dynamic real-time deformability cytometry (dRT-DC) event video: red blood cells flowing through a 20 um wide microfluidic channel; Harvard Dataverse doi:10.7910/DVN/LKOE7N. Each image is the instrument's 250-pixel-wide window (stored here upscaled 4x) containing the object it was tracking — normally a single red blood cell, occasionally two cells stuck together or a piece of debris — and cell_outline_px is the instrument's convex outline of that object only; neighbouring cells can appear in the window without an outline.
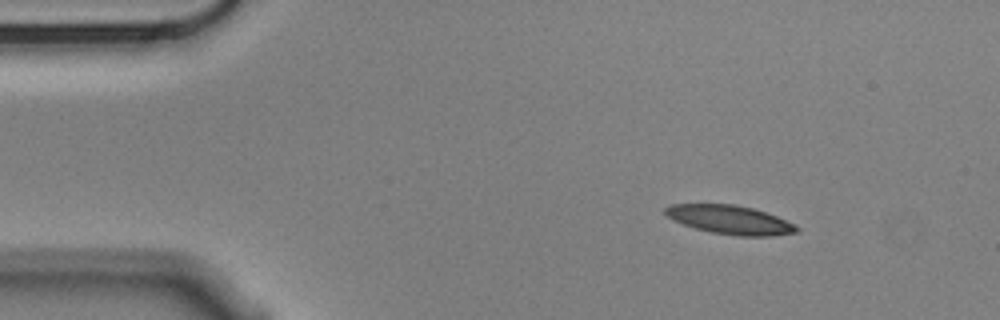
{"species": "Egyptian fruit bat (a non-hibernating species)", "species_latin": "Rousettus aegyptiacus", "temperature_condition": "cold", "stored_images_in_passage": 51, "camera_frame_rate_fps": 3000, "um_per_image_px": 0.085, "animal": {"sex": "male"}, "frame": {"image": 1, "passage_image": 1, "time_ms": 0.0, "image_size_px": [1000, 320], "cell_outline_px": [[800, 228], [796, 232], [772, 236], [740, 236], [712, 232], [696, 228], [672, 220], [664, 212], [664, 208], [672, 204], [736, 204], [752, 208], [776, 216], [796, 224]], "centroid_in_image_um": [62.06, 18.67], "position_along_channel_um": 22.9, "area_um2": 21.91}}
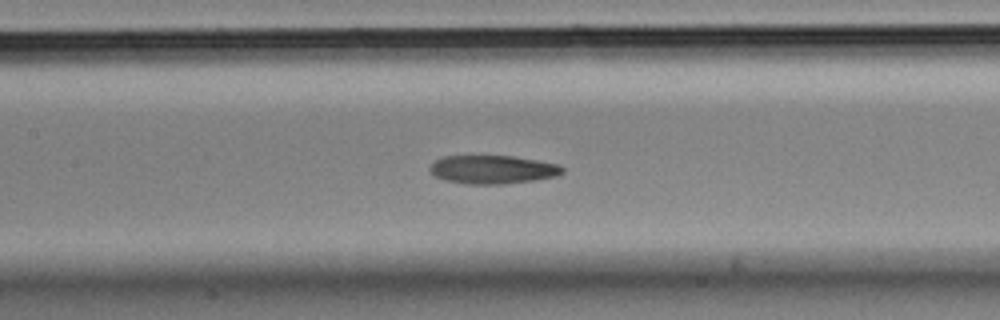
{"frame": {"image": 2, "passage_image": 19, "time_ms": 6.0, "image_size_px": [1000, 320], "cell_outline_px": [[564, 172], [556, 176], [536, 180], [504, 184], [468, 184], [444, 180], [436, 176], [428, 168], [436, 160], [444, 156], [512, 156], [560, 164], [564, 168]], "centroid_in_image_um": [41.91, 14.41], "position_along_channel_um": 165.5, "area_um2": 21.96}}
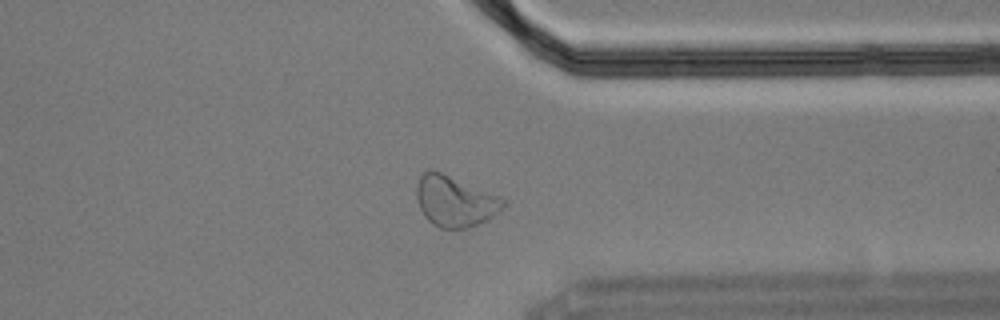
{"frame": {"image": 3, "passage_image": 37, "time_ms": 12.0, "image_size_px": [1000, 320], "cell_outline_px": [[508, 204], [504, 208], [488, 220], [468, 228], [440, 228], [432, 224], [424, 216], [420, 208], [416, 196], [416, 184], [420, 176], [424, 172], [432, 168], [508, 200]], "centroid_in_image_um": [38.68, 17.11], "position_along_channel_um": 372.7, "area_um2": 25.84}, "authors_computed_cell_mechanics": {"area_um2": 22.6576, "velocity_mm_per_s": 3.5048, "shape_relaxation_time_tau1_ms": 4.6285, "shape_relaxation_time_tau2_ms": 7.2754, "deformation_change_tau1": 0.1631, "deformation_change_tau2": 0.1455}}